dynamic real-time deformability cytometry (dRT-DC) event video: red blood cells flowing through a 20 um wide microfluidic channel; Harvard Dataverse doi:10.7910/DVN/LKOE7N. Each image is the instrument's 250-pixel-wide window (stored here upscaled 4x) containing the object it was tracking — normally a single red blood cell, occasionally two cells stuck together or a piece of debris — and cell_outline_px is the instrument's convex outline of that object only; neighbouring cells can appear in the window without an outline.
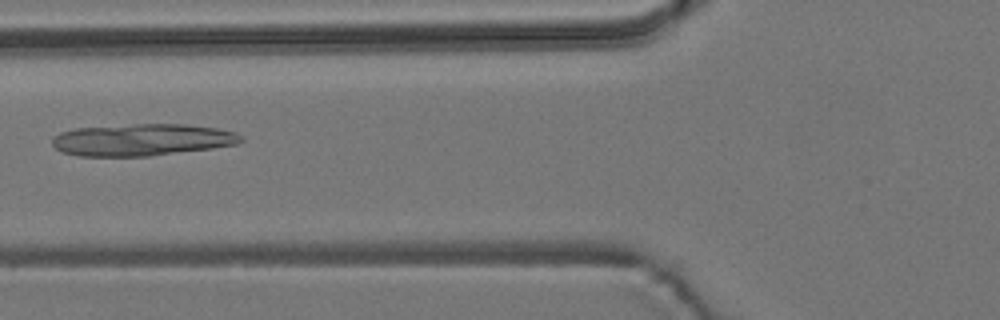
{"species": "common noctule bat (a hibernating species)", "species_latin": "Nyctalus noctula", "temperature_condition": "room temperature", "stored_images_in_passage": 6, "camera_frame_rate_fps": 3000, "um_per_image_px": 0.085, "animal": {"sex": "male", "body_mass_g": 19.2, "forearm_length_mm": 51.8}, "frame": {"image": 1, "passage_image": 6, "time_ms": 6.0, "image_size_px": [1000, 320], "cell_outline_px": [[244, 140], [236, 144], [212, 148], [148, 156], [80, 156], [60, 152], [52, 144], [52, 136], [60, 132], [76, 128], [136, 124], [184, 124], [216, 128], [236, 132], [244, 136]], "centroid_in_image_um": [12.06, 11.88], "position_along_channel_um": 113.7, "area_um2": 35.2}}